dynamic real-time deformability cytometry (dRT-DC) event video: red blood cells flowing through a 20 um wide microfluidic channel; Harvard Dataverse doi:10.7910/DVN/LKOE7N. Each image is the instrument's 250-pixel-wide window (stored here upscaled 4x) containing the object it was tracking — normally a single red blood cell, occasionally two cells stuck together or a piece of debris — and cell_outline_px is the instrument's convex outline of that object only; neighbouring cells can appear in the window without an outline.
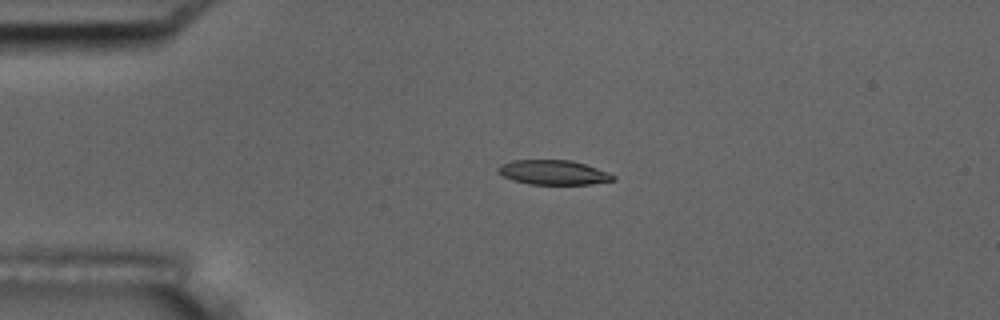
{"species": "common noctule bat (a hibernating species)", "species_latin": "Nyctalus noctula", "temperature_condition": "room temperature", "stored_images_in_passage": 4, "camera_frame_rate_fps": 3000, "um_per_image_px": 0.085, "animal": {"sex": "male", "body_mass_g": 17.5, "forearm_length_mm": 52.3}, "frame": {"image": 1, "passage_image": 3, "time_ms": 0.667, "image_size_px": [1000, 320], "cell_outline_px": [[616, 180], [592, 184], [528, 184], [512, 180], [496, 172], [496, 168], [500, 164], [512, 160], [572, 160], [608, 172], [616, 176]], "centroid_in_image_um": [47.01, 14.65], "position_along_channel_um": 38.0, "area_um2": 16.59}}